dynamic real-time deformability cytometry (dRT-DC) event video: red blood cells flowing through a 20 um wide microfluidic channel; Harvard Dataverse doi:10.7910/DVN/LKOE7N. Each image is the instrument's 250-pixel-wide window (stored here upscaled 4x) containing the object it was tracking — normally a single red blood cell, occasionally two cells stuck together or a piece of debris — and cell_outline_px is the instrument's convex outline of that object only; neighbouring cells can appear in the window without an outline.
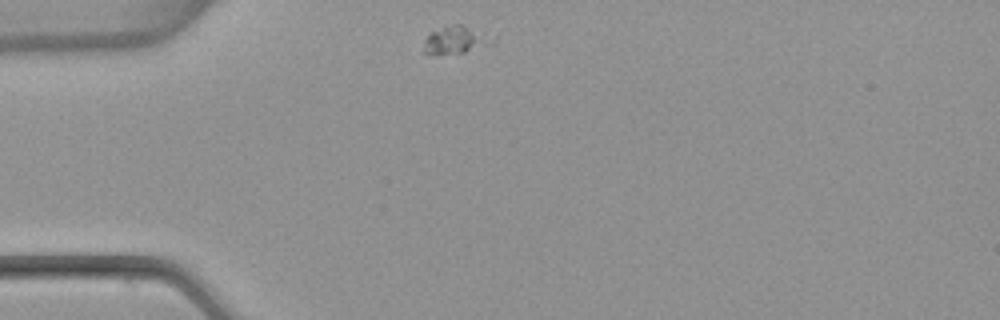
{"species": "common noctule bat (a hibernating species)", "species_latin": "Nyctalus noctula", "temperature_condition": "warm", "stored_images_in_passage": 42, "camera_frame_rate_fps": 3000, "um_per_image_px": 0.085, "animal": {"sex": "female", "body_mass_g": 22.7, "forearm_length_mm": 54.2}, "frame": {"image": 1, "passage_image": 1, "time_ms": 0.0, "image_size_px": [1000, 320], "cell_outline_px": [[496, 40], [492, 44], [464, 52], [436, 56], [428, 56], [424, 52], [424, 40], [428, 32], [452, 24], [464, 24]], "centroid_in_image_um": [38.64, 3.42], "position_along_channel_um": 46.4, "area_um2": 11.27}}
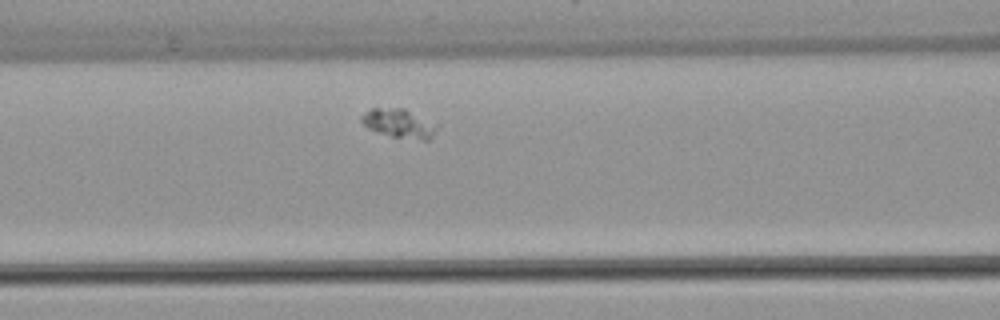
{"frame": {"image": 2, "passage_image": 10, "time_ms": 3.0, "image_size_px": [1000, 320], "cell_outline_px": [[440, 124], [432, 136], [428, 140], [424, 140], [392, 136], [368, 128], [360, 120], [360, 116], [372, 108], [404, 108]], "centroid_in_image_um": [33.96, 10.47], "position_along_channel_um": 132.6, "area_um2": 12.66}}
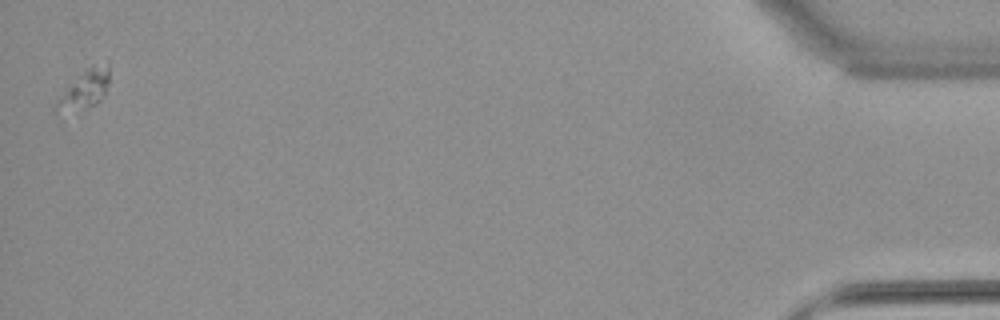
{"frame": {"image": 3, "passage_image": 42, "time_ms": 13.667, "image_size_px": [1000, 320], "cell_outline_px": [[108, 84], [100, 100], [96, 104], [56, 116], [52, 112], [52, 108], [56, 100], [84, 68], [108, 60]], "centroid_in_image_um": [7.11, 7.63], "position_along_channel_um": 428.1, "area_um2": 12.25}}